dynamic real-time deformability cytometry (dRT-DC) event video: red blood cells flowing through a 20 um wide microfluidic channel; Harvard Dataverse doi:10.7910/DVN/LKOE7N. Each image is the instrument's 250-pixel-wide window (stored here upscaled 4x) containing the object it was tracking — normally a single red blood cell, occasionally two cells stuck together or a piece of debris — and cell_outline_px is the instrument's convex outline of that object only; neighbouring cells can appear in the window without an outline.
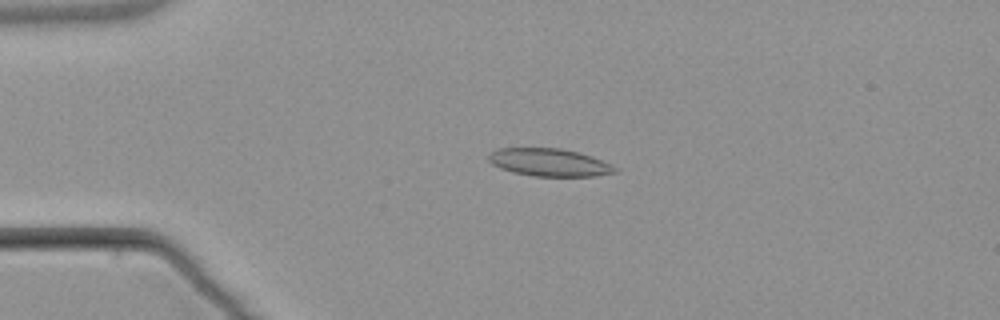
{"species": "common noctule bat (a hibernating species)", "species_latin": "Nyctalus noctula", "temperature_condition": "warm", "stored_images_in_passage": 4, "camera_frame_rate_fps": 3000, "um_per_image_px": 0.085, "animal": {"sex": "male", "body_mass_g": 21.5, "forearm_length_mm": 52.0}, "frame": {"image": 1, "passage_image": 3, "time_ms": 2.333, "image_size_px": [1000, 320], "cell_outline_px": [[620, 168], [616, 172], [596, 176], [532, 176], [512, 172], [500, 168], [492, 164], [488, 160], [488, 152], [496, 148], [560, 148], [592, 156], [612, 164]], "centroid_in_image_um": [46.68, 13.8], "position_along_channel_um": 38.3, "area_um2": 20.63}}